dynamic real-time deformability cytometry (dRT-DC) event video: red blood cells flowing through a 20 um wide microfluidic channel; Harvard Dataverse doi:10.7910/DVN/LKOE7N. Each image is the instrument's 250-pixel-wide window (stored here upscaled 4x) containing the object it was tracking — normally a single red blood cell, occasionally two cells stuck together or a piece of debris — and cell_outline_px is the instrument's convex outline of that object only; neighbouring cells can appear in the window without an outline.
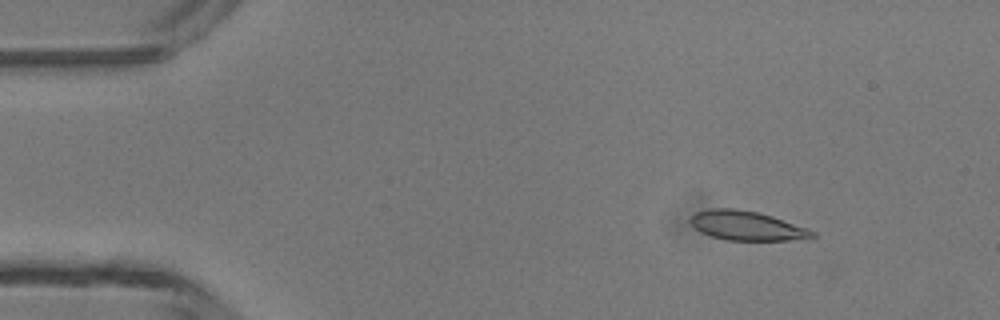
{"species": "common noctule bat (a hibernating species)", "species_latin": "Nyctalus noctula", "temperature_condition": "room temperature", "stored_images_in_passage": 47, "camera_frame_rate_fps": 3000, "um_per_image_px": 0.085, "animal": {"sex": "male", "body_mass_g": 13.3}, "frame": {"image": 1, "passage_image": 6, "time_ms": 1.667, "image_size_px": [1000, 320], "cell_outline_px": [[816, 236], [788, 240], [728, 240], [712, 236], [700, 232], [688, 220], [688, 216], [696, 212], [708, 208], [736, 208], [756, 212], [772, 216], [808, 228], [816, 232]], "centroid_in_image_um": [63.43, 19.17], "position_along_channel_um": 21.6, "area_um2": 20.81}}
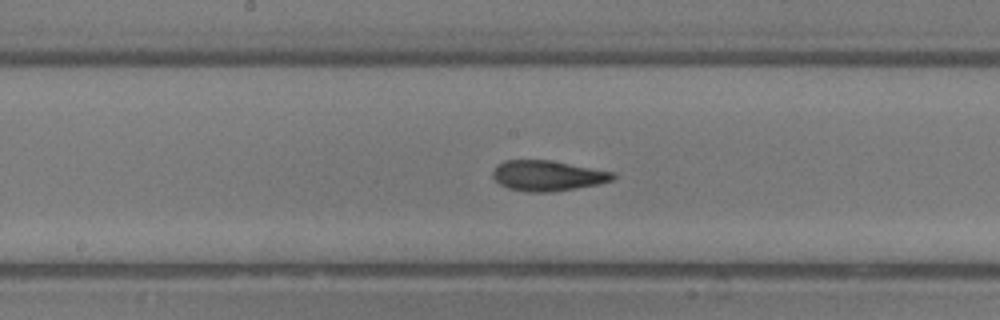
{"frame": {"image": 2, "passage_image": 24, "time_ms": 7.667, "image_size_px": [1000, 320], "cell_outline_px": [[616, 176], [612, 180], [600, 184], [556, 192], [528, 192], [508, 188], [500, 184], [492, 176], [492, 172], [504, 160], [548, 160], [616, 172]], "centroid_in_image_um": [46.59, 14.94], "position_along_channel_um": 201.6, "area_um2": 21.33}}
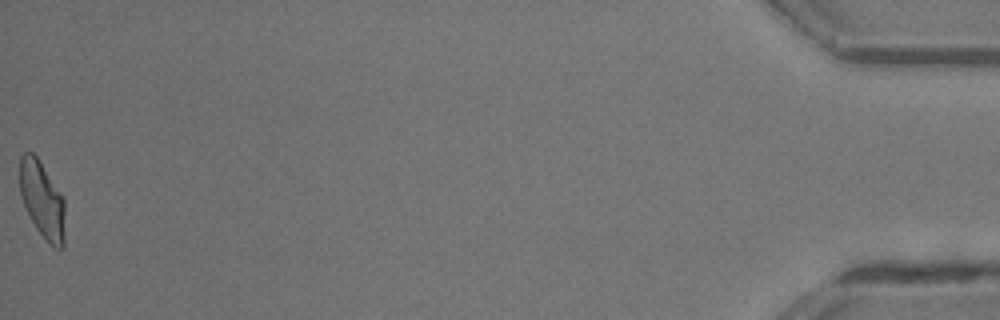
{"frame": {"image": 3, "passage_image": 47, "time_ms": 15.333, "image_size_px": [1000, 320], "cell_outline_px": [[64, 248], [56, 248], [48, 244], [36, 228], [24, 204], [20, 192], [20, 156], [24, 152], [32, 152], [36, 156], [64, 196]], "centroid_in_image_um": [3.61, 16.99], "position_along_channel_um": 431.6, "area_um2": 20.17}, "authors_computed_cell_mechanics": {"area_um2": 21.097, "velocity_mm_per_s": 4.3757, "shape_relaxation_time_tau1_ms": 7.1835, "shape_relaxation_time_tau2_ms": 2.5248, "deformation_change_tau1": 0.2137, "deformation_change_tau2": 0.0925}}